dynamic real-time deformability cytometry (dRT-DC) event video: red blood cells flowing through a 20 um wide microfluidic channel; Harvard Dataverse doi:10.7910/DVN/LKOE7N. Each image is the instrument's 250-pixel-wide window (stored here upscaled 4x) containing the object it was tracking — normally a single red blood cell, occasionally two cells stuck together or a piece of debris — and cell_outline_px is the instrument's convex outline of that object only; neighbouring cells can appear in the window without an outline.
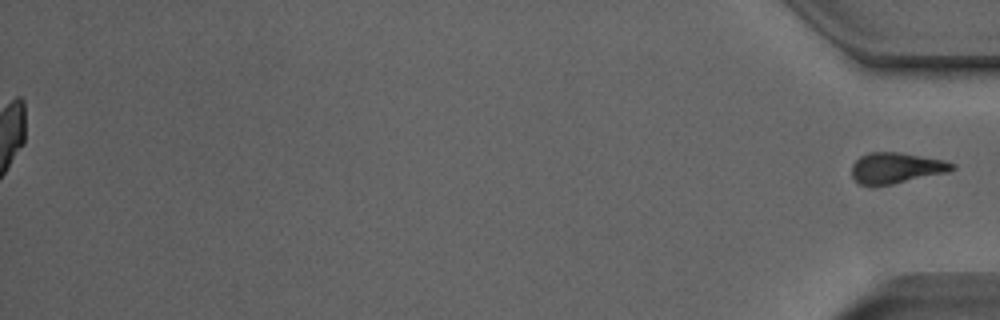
{"species": "Egyptian fruit bat (a non-hibernating species)", "species_latin": "Rousettus aegyptiacus", "temperature_condition": "room temperature", "stored_images_in_passage": 49, "segment_of_instrument_passage": [2, 2], "camera_frame_rate_fps": 3000, "um_per_image_px": 0.085, "animal": {"sex": "male"}, "frame": {"image": 1, "passage_image": 49, "time_ms": 16.0, "image_size_px": [1000, 320], "cell_outline_px": [[956, 168], [948, 172], [892, 184], [860, 184], [852, 176], [852, 164], [860, 156], [868, 152], [896, 152], [944, 160], [956, 164]], "centroid_in_image_um": [76.19, 14.26], "position_along_channel_um": 359.0, "area_um2": 17.74}}